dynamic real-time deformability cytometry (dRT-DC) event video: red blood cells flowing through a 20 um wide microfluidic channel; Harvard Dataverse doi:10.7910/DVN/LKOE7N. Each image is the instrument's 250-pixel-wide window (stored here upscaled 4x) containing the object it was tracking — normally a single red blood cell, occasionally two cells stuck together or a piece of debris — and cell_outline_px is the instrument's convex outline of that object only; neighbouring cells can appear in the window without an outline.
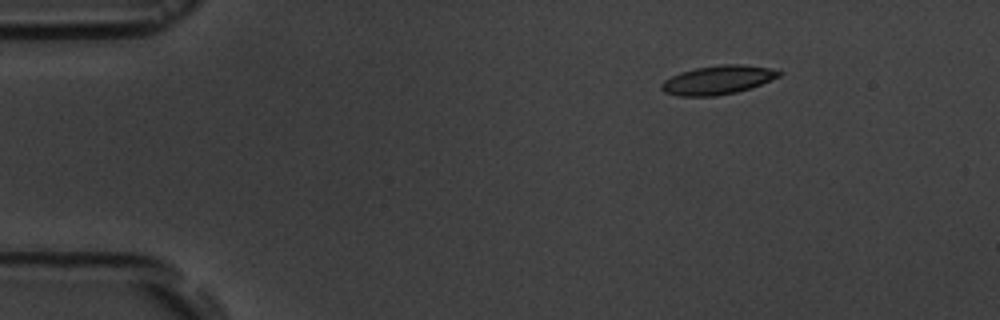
{"species": "common noctule bat (a hibernating species)", "species_latin": "Nyctalus noctula", "temperature_condition": "room temperature", "stored_images_in_passage": 6, "camera_frame_rate_fps": 3000, "um_per_image_px": 0.085, "animal": {"sex": "male", "body_mass_g": 19.5, "forearm_length_mm": 54.6}, "frame": {"image": 1, "passage_image": 1, "time_ms": 0.0, "image_size_px": [1000, 320], "cell_outline_px": [[784, 72], [780, 76], [752, 88], [736, 92], [716, 96], [676, 96], [664, 92], [660, 88], [660, 84], [664, 80], [680, 72], [696, 68], [724, 64], [744, 64], [768, 68]], "centroid_in_image_um": [61.01, 6.8], "position_along_channel_um": 24.0, "area_um2": 19.83}}
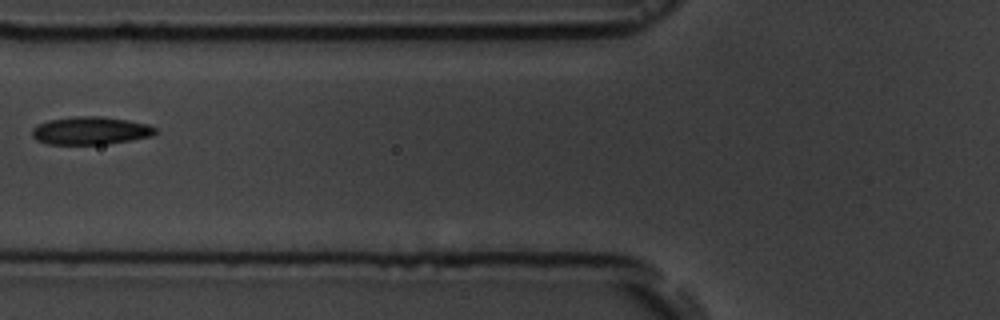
{"frame": {"image": 2, "passage_image": 5, "time_ms": 4.667, "image_size_px": [1000, 320], "cell_outline_px": [[156, 132], [152, 136], [132, 140], [108, 144], [48, 144], [36, 140], [32, 136], [32, 128], [36, 124], [48, 120], [72, 116], [100, 116], [128, 120], [148, 124], [156, 128]], "centroid_in_image_um": [7.67, 11.1], "position_along_channel_um": 118.1, "area_um2": 20.23}}
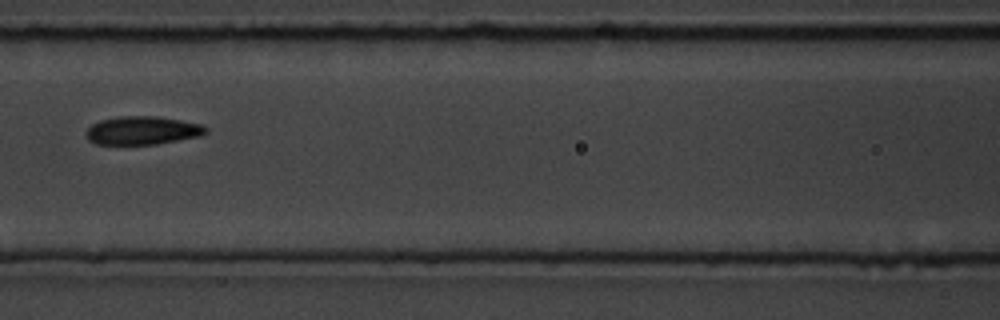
{"frame": {"image": 3, "passage_image": 6, "time_ms": 5.667, "image_size_px": [1000, 320], "cell_outline_px": [[208, 132], [200, 136], [156, 144], [96, 144], [88, 140], [84, 132], [92, 124], [100, 120], [120, 116], [156, 116], [180, 120], [200, 124], [208, 128]], "centroid_in_image_um": [12.08, 11.09], "position_along_channel_um": 154.5, "area_um2": 19.77}}